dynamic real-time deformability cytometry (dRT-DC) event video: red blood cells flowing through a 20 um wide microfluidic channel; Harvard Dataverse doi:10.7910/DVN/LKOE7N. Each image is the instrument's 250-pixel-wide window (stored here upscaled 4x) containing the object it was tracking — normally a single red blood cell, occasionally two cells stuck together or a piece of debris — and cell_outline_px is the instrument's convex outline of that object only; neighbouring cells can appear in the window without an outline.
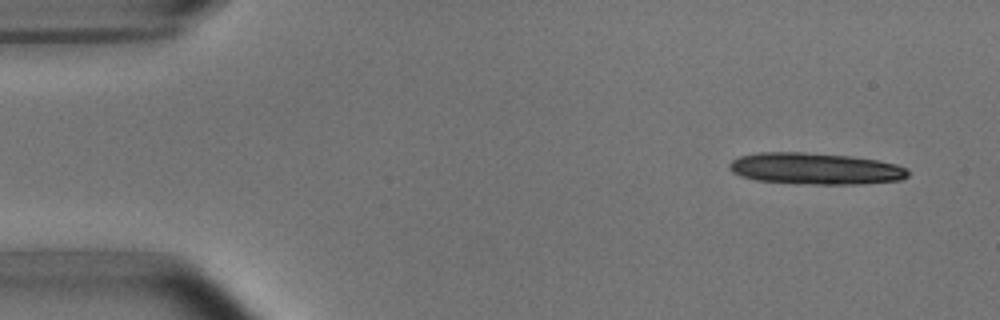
{"species": "common noctule bat (a hibernating species)", "species_latin": "Nyctalus noctula", "temperature_condition": "room temperature", "stored_images_in_passage": 4, "camera_frame_rate_fps": 3000, "um_per_image_px": 0.085, "animal": {"sex": "male", "body_mass_g": 15.6}, "frame": {"image": 1, "passage_image": 1, "time_ms": 0.0, "image_size_px": [1000, 320], "cell_outline_px": [[908, 176], [900, 180], [860, 184], [812, 184], [756, 180], [740, 176], [732, 172], [728, 168], [728, 164], [732, 160], [740, 156], [756, 152], [804, 152], [848, 156], [876, 160], [896, 164], [908, 168]], "centroid_in_image_um": [69.28, 14.33], "position_along_channel_um": 15.7, "area_um2": 32.83}}